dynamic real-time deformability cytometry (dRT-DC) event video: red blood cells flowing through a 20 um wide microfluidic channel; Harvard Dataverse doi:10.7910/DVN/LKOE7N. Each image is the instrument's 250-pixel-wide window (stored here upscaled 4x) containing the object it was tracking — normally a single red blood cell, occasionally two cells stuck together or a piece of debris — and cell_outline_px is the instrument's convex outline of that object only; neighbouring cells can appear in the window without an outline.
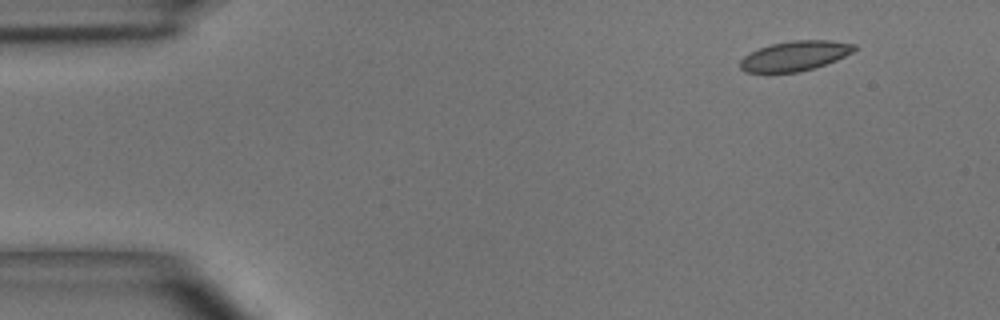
{"species": "common noctule bat (a hibernating species)", "species_latin": "Nyctalus noctula", "temperature_condition": "room temperature", "stored_images_in_passage": 7, "camera_frame_rate_fps": 3000, "um_per_image_px": 0.085, "animal": {"sex": "male", "body_mass_g": 15.6}, "frame": {"image": 1, "passage_image": 1, "time_ms": 0.0, "image_size_px": [1000, 320], "cell_outline_px": [[856, 48], [852, 52], [836, 60], [800, 72], [744, 72], [740, 68], [740, 60], [744, 56], [760, 48], [772, 44], [792, 40], [832, 40], [856, 44]], "centroid_in_image_um": [67.57, 4.74], "position_along_channel_um": 17.4, "area_um2": 19.65}}